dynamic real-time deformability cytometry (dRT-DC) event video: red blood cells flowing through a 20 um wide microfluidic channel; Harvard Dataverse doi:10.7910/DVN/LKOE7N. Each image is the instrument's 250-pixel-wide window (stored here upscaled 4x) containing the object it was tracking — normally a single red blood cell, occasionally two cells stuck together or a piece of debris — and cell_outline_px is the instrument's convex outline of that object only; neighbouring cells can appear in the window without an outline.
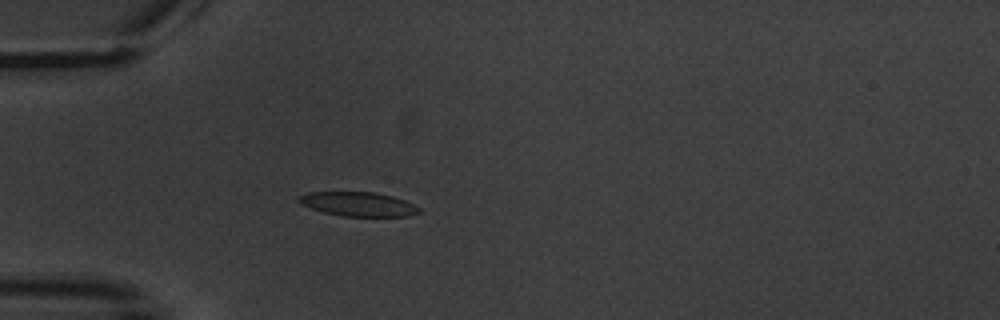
{"species": "common noctule bat (a hibernating species)", "species_latin": "Nyctalus noctula", "temperature_condition": "warm", "stored_images_in_passage": 4, "camera_frame_rate_fps": 3000, "um_per_image_px": 0.085, "animal": {"sex": "male", "body_mass_g": 20.1, "forearm_length_mm": 53.5}, "frame": {"image": 1, "passage_image": 4, "time_ms": 3.667, "image_size_px": [1000, 320], "cell_outline_px": [[420, 212], [408, 216], [344, 216], [324, 212], [300, 204], [296, 200], [296, 196], [308, 192], [376, 192], [392, 196], [404, 200], [420, 208]], "centroid_in_image_um": [30.4, 17.34], "position_along_channel_um": 54.6, "area_um2": 16.94}}